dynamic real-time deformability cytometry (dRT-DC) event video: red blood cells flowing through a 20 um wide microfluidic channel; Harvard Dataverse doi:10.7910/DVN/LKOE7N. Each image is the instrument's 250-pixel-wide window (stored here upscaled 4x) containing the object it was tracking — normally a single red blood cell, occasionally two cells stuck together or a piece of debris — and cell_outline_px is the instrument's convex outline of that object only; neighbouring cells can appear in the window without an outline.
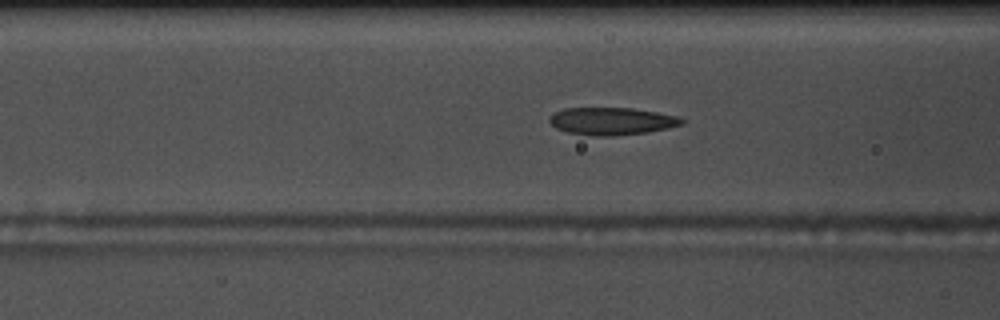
{"species": "common noctule bat (a hibernating species)", "species_latin": "Nyctalus noctula", "temperature_condition": "warm", "stored_images_in_passage": 35, "camera_frame_rate_fps": 3000, "um_per_image_px": 0.085, "animal": {"sex": "male", "body_mass_g": 17.5, "forearm_length_mm": 52.3}, "frame": {"image": 1, "passage_image": 4, "time_ms": 1.0, "image_size_px": [1000, 320], "cell_outline_px": [[684, 124], [668, 128], [648, 132], [612, 136], [592, 136], [568, 132], [556, 128], [548, 120], [548, 116], [564, 108], [632, 108], [656, 112], [676, 116], [684, 120]], "centroid_in_image_um": [51.98, 10.3], "position_along_channel_um": 114.6, "area_um2": 21.15}}
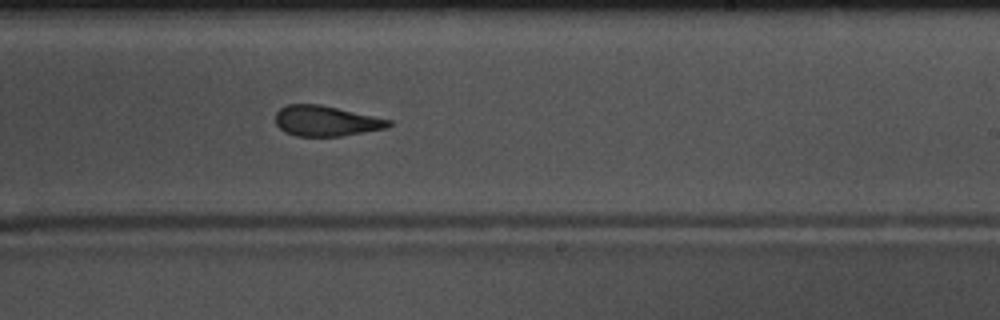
{"frame": {"image": 2, "passage_image": 16, "time_ms": 5.0, "image_size_px": [1000, 320], "cell_outline_px": [[392, 124], [388, 128], [340, 136], [296, 136], [284, 132], [276, 124], [276, 112], [280, 108], [288, 104], [320, 104], [392, 120]], "centroid_in_image_um": [27.71, 10.28], "position_along_channel_um": 261.3, "area_um2": 20.06}}
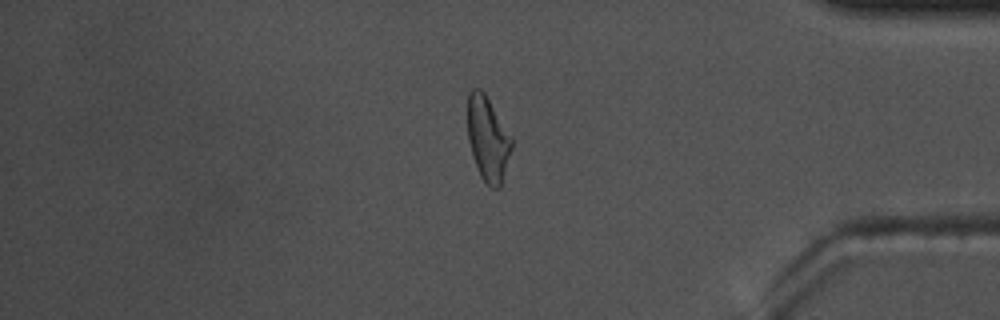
{"frame": {"image": 3, "passage_image": 29, "time_ms": 9.333, "image_size_px": [1000, 320], "cell_outline_px": [[512, 148], [500, 188], [492, 188], [480, 176], [472, 156], [468, 140], [468, 92], [472, 88], [480, 88], [484, 92], [512, 136]], "centroid_in_image_um": [41.46, 11.78], "position_along_channel_um": 393.7, "area_um2": 21.73}}